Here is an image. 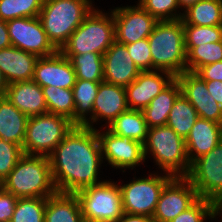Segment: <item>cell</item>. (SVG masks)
Returning a JSON list of instances; mask_svg holds the SVG:
<instances>
[{
    "label": "cell",
    "instance_id": "cell-28",
    "mask_svg": "<svg viewBox=\"0 0 222 222\" xmlns=\"http://www.w3.org/2000/svg\"><path fill=\"white\" fill-rule=\"evenodd\" d=\"M182 20L195 26L222 25V0H200L183 12Z\"/></svg>",
    "mask_w": 222,
    "mask_h": 222
},
{
    "label": "cell",
    "instance_id": "cell-33",
    "mask_svg": "<svg viewBox=\"0 0 222 222\" xmlns=\"http://www.w3.org/2000/svg\"><path fill=\"white\" fill-rule=\"evenodd\" d=\"M220 218L221 209L213 201L199 198L170 222H217Z\"/></svg>",
    "mask_w": 222,
    "mask_h": 222
},
{
    "label": "cell",
    "instance_id": "cell-18",
    "mask_svg": "<svg viewBox=\"0 0 222 222\" xmlns=\"http://www.w3.org/2000/svg\"><path fill=\"white\" fill-rule=\"evenodd\" d=\"M33 80L41 87L55 86L72 89L77 78L71 61L57 51L51 56L38 58Z\"/></svg>",
    "mask_w": 222,
    "mask_h": 222
},
{
    "label": "cell",
    "instance_id": "cell-31",
    "mask_svg": "<svg viewBox=\"0 0 222 222\" xmlns=\"http://www.w3.org/2000/svg\"><path fill=\"white\" fill-rule=\"evenodd\" d=\"M48 113L58 114L68 118L74 124V97L72 89L55 86L41 87Z\"/></svg>",
    "mask_w": 222,
    "mask_h": 222
},
{
    "label": "cell",
    "instance_id": "cell-6",
    "mask_svg": "<svg viewBox=\"0 0 222 222\" xmlns=\"http://www.w3.org/2000/svg\"><path fill=\"white\" fill-rule=\"evenodd\" d=\"M115 42V24L110 9L96 6L61 48L62 54L94 52L104 55Z\"/></svg>",
    "mask_w": 222,
    "mask_h": 222
},
{
    "label": "cell",
    "instance_id": "cell-20",
    "mask_svg": "<svg viewBox=\"0 0 222 222\" xmlns=\"http://www.w3.org/2000/svg\"><path fill=\"white\" fill-rule=\"evenodd\" d=\"M5 96L28 117L48 113L42 88L34 80L8 84Z\"/></svg>",
    "mask_w": 222,
    "mask_h": 222
},
{
    "label": "cell",
    "instance_id": "cell-14",
    "mask_svg": "<svg viewBox=\"0 0 222 222\" xmlns=\"http://www.w3.org/2000/svg\"><path fill=\"white\" fill-rule=\"evenodd\" d=\"M198 199L196 189L186 177H173L160 194L152 220L170 222Z\"/></svg>",
    "mask_w": 222,
    "mask_h": 222
},
{
    "label": "cell",
    "instance_id": "cell-15",
    "mask_svg": "<svg viewBox=\"0 0 222 222\" xmlns=\"http://www.w3.org/2000/svg\"><path fill=\"white\" fill-rule=\"evenodd\" d=\"M128 109L125 87L102 81L94 101L92 117L83 126L94 130L107 128Z\"/></svg>",
    "mask_w": 222,
    "mask_h": 222
},
{
    "label": "cell",
    "instance_id": "cell-10",
    "mask_svg": "<svg viewBox=\"0 0 222 222\" xmlns=\"http://www.w3.org/2000/svg\"><path fill=\"white\" fill-rule=\"evenodd\" d=\"M96 131L104 166L111 167L110 169L116 171L115 173L121 172V175H125L127 170L128 175L132 173L131 171L141 172L138 169H141L142 165L148 167L145 165L144 147L141 142L130 137L115 135L107 128L96 129Z\"/></svg>",
    "mask_w": 222,
    "mask_h": 222
},
{
    "label": "cell",
    "instance_id": "cell-4",
    "mask_svg": "<svg viewBox=\"0 0 222 222\" xmlns=\"http://www.w3.org/2000/svg\"><path fill=\"white\" fill-rule=\"evenodd\" d=\"M94 0H44L39 19L49 41L60 51L97 6Z\"/></svg>",
    "mask_w": 222,
    "mask_h": 222
},
{
    "label": "cell",
    "instance_id": "cell-5",
    "mask_svg": "<svg viewBox=\"0 0 222 222\" xmlns=\"http://www.w3.org/2000/svg\"><path fill=\"white\" fill-rule=\"evenodd\" d=\"M153 70L173 76L186 72L187 52L183 20L158 21L148 37Z\"/></svg>",
    "mask_w": 222,
    "mask_h": 222
},
{
    "label": "cell",
    "instance_id": "cell-3",
    "mask_svg": "<svg viewBox=\"0 0 222 222\" xmlns=\"http://www.w3.org/2000/svg\"><path fill=\"white\" fill-rule=\"evenodd\" d=\"M0 186L17 198H48L58 192L49 157L41 155L23 154Z\"/></svg>",
    "mask_w": 222,
    "mask_h": 222
},
{
    "label": "cell",
    "instance_id": "cell-25",
    "mask_svg": "<svg viewBox=\"0 0 222 222\" xmlns=\"http://www.w3.org/2000/svg\"><path fill=\"white\" fill-rule=\"evenodd\" d=\"M181 94V87L175 78L149 105L142 110L148 128L167 124L174 101Z\"/></svg>",
    "mask_w": 222,
    "mask_h": 222
},
{
    "label": "cell",
    "instance_id": "cell-45",
    "mask_svg": "<svg viewBox=\"0 0 222 222\" xmlns=\"http://www.w3.org/2000/svg\"><path fill=\"white\" fill-rule=\"evenodd\" d=\"M179 4V8L182 12L187 10L190 6L195 5L200 0H177Z\"/></svg>",
    "mask_w": 222,
    "mask_h": 222
},
{
    "label": "cell",
    "instance_id": "cell-13",
    "mask_svg": "<svg viewBox=\"0 0 222 222\" xmlns=\"http://www.w3.org/2000/svg\"><path fill=\"white\" fill-rule=\"evenodd\" d=\"M12 46L47 57L58 50L49 41L39 17H24L6 21Z\"/></svg>",
    "mask_w": 222,
    "mask_h": 222
},
{
    "label": "cell",
    "instance_id": "cell-43",
    "mask_svg": "<svg viewBox=\"0 0 222 222\" xmlns=\"http://www.w3.org/2000/svg\"><path fill=\"white\" fill-rule=\"evenodd\" d=\"M10 46H12V44L7 29V23L6 21L0 19V49Z\"/></svg>",
    "mask_w": 222,
    "mask_h": 222
},
{
    "label": "cell",
    "instance_id": "cell-34",
    "mask_svg": "<svg viewBox=\"0 0 222 222\" xmlns=\"http://www.w3.org/2000/svg\"><path fill=\"white\" fill-rule=\"evenodd\" d=\"M43 4L44 0H0V19L38 17Z\"/></svg>",
    "mask_w": 222,
    "mask_h": 222
},
{
    "label": "cell",
    "instance_id": "cell-2",
    "mask_svg": "<svg viewBox=\"0 0 222 222\" xmlns=\"http://www.w3.org/2000/svg\"><path fill=\"white\" fill-rule=\"evenodd\" d=\"M144 157L155 168L173 177H186L190 170L186 142L169 126L148 128L147 139L143 144ZM158 166V167H157Z\"/></svg>",
    "mask_w": 222,
    "mask_h": 222
},
{
    "label": "cell",
    "instance_id": "cell-38",
    "mask_svg": "<svg viewBox=\"0 0 222 222\" xmlns=\"http://www.w3.org/2000/svg\"><path fill=\"white\" fill-rule=\"evenodd\" d=\"M23 154L21 146L0 138V184Z\"/></svg>",
    "mask_w": 222,
    "mask_h": 222
},
{
    "label": "cell",
    "instance_id": "cell-19",
    "mask_svg": "<svg viewBox=\"0 0 222 222\" xmlns=\"http://www.w3.org/2000/svg\"><path fill=\"white\" fill-rule=\"evenodd\" d=\"M103 71L105 82L122 87L129 86L141 72L126 45L116 41L103 55Z\"/></svg>",
    "mask_w": 222,
    "mask_h": 222
},
{
    "label": "cell",
    "instance_id": "cell-27",
    "mask_svg": "<svg viewBox=\"0 0 222 222\" xmlns=\"http://www.w3.org/2000/svg\"><path fill=\"white\" fill-rule=\"evenodd\" d=\"M100 82L77 79L72 88L75 109L74 125L83 126L91 117Z\"/></svg>",
    "mask_w": 222,
    "mask_h": 222
},
{
    "label": "cell",
    "instance_id": "cell-1",
    "mask_svg": "<svg viewBox=\"0 0 222 222\" xmlns=\"http://www.w3.org/2000/svg\"><path fill=\"white\" fill-rule=\"evenodd\" d=\"M48 157L59 193L75 194L106 180L100 140L90 127L74 125Z\"/></svg>",
    "mask_w": 222,
    "mask_h": 222
},
{
    "label": "cell",
    "instance_id": "cell-32",
    "mask_svg": "<svg viewBox=\"0 0 222 222\" xmlns=\"http://www.w3.org/2000/svg\"><path fill=\"white\" fill-rule=\"evenodd\" d=\"M186 69L195 73L200 67L222 61V41L205 43L196 47H185Z\"/></svg>",
    "mask_w": 222,
    "mask_h": 222
},
{
    "label": "cell",
    "instance_id": "cell-44",
    "mask_svg": "<svg viewBox=\"0 0 222 222\" xmlns=\"http://www.w3.org/2000/svg\"><path fill=\"white\" fill-rule=\"evenodd\" d=\"M115 222H153V220L144 215L124 213L122 217Z\"/></svg>",
    "mask_w": 222,
    "mask_h": 222
},
{
    "label": "cell",
    "instance_id": "cell-23",
    "mask_svg": "<svg viewBox=\"0 0 222 222\" xmlns=\"http://www.w3.org/2000/svg\"><path fill=\"white\" fill-rule=\"evenodd\" d=\"M29 117L15 107L6 96L0 97V138L23 146Z\"/></svg>",
    "mask_w": 222,
    "mask_h": 222
},
{
    "label": "cell",
    "instance_id": "cell-21",
    "mask_svg": "<svg viewBox=\"0 0 222 222\" xmlns=\"http://www.w3.org/2000/svg\"><path fill=\"white\" fill-rule=\"evenodd\" d=\"M38 58L14 46L0 49V70L7 84L33 80Z\"/></svg>",
    "mask_w": 222,
    "mask_h": 222
},
{
    "label": "cell",
    "instance_id": "cell-46",
    "mask_svg": "<svg viewBox=\"0 0 222 222\" xmlns=\"http://www.w3.org/2000/svg\"><path fill=\"white\" fill-rule=\"evenodd\" d=\"M7 82L4 79V76L2 75V72L0 70V97L5 96L6 90H7Z\"/></svg>",
    "mask_w": 222,
    "mask_h": 222
},
{
    "label": "cell",
    "instance_id": "cell-35",
    "mask_svg": "<svg viewBox=\"0 0 222 222\" xmlns=\"http://www.w3.org/2000/svg\"><path fill=\"white\" fill-rule=\"evenodd\" d=\"M47 198H18L10 222H44Z\"/></svg>",
    "mask_w": 222,
    "mask_h": 222
},
{
    "label": "cell",
    "instance_id": "cell-40",
    "mask_svg": "<svg viewBox=\"0 0 222 222\" xmlns=\"http://www.w3.org/2000/svg\"><path fill=\"white\" fill-rule=\"evenodd\" d=\"M18 198L0 186V222H10Z\"/></svg>",
    "mask_w": 222,
    "mask_h": 222
},
{
    "label": "cell",
    "instance_id": "cell-24",
    "mask_svg": "<svg viewBox=\"0 0 222 222\" xmlns=\"http://www.w3.org/2000/svg\"><path fill=\"white\" fill-rule=\"evenodd\" d=\"M44 222H85L79 199L72 193H55L47 198Z\"/></svg>",
    "mask_w": 222,
    "mask_h": 222
},
{
    "label": "cell",
    "instance_id": "cell-30",
    "mask_svg": "<svg viewBox=\"0 0 222 222\" xmlns=\"http://www.w3.org/2000/svg\"><path fill=\"white\" fill-rule=\"evenodd\" d=\"M63 55L71 61L77 79L92 82L104 81L103 55L94 52Z\"/></svg>",
    "mask_w": 222,
    "mask_h": 222
},
{
    "label": "cell",
    "instance_id": "cell-8",
    "mask_svg": "<svg viewBox=\"0 0 222 222\" xmlns=\"http://www.w3.org/2000/svg\"><path fill=\"white\" fill-rule=\"evenodd\" d=\"M105 177L102 183L75 193L85 222H115L124 214L118 182L106 174Z\"/></svg>",
    "mask_w": 222,
    "mask_h": 222
},
{
    "label": "cell",
    "instance_id": "cell-29",
    "mask_svg": "<svg viewBox=\"0 0 222 222\" xmlns=\"http://www.w3.org/2000/svg\"><path fill=\"white\" fill-rule=\"evenodd\" d=\"M198 118L196 109L180 94L173 103L166 125L186 139Z\"/></svg>",
    "mask_w": 222,
    "mask_h": 222
},
{
    "label": "cell",
    "instance_id": "cell-16",
    "mask_svg": "<svg viewBox=\"0 0 222 222\" xmlns=\"http://www.w3.org/2000/svg\"><path fill=\"white\" fill-rule=\"evenodd\" d=\"M175 78L181 87V94L196 109L198 116L222 125V107L209 94L206 81L188 71Z\"/></svg>",
    "mask_w": 222,
    "mask_h": 222
},
{
    "label": "cell",
    "instance_id": "cell-22",
    "mask_svg": "<svg viewBox=\"0 0 222 222\" xmlns=\"http://www.w3.org/2000/svg\"><path fill=\"white\" fill-rule=\"evenodd\" d=\"M221 140L222 125L199 117L185 139L190 164L209 153Z\"/></svg>",
    "mask_w": 222,
    "mask_h": 222
},
{
    "label": "cell",
    "instance_id": "cell-17",
    "mask_svg": "<svg viewBox=\"0 0 222 222\" xmlns=\"http://www.w3.org/2000/svg\"><path fill=\"white\" fill-rule=\"evenodd\" d=\"M174 79L175 76L167 71H141L138 77L125 87L129 109L142 111Z\"/></svg>",
    "mask_w": 222,
    "mask_h": 222
},
{
    "label": "cell",
    "instance_id": "cell-7",
    "mask_svg": "<svg viewBox=\"0 0 222 222\" xmlns=\"http://www.w3.org/2000/svg\"><path fill=\"white\" fill-rule=\"evenodd\" d=\"M144 173L146 174L134 172L132 175L134 177H128L130 179L127 181L121 180V177L117 181L120 186L124 213L144 215L152 219L160 194L173 176L164 172H151V168Z\"/></svg>",
    "mask_w": 222,
    "mask_h": 222
},
{
    "label": "cell",
    "instance_id": "cell-39",
    "mask_svg": "<svg viewBox=\"0 0 222 222\" xmlns=\"http://www.w3.org/2000/svg\"><path fill=\"white\" fill-rule=\"evenodd\" d=\"M125 45L135 65L141 71L153 70V62H152L148 38L138 40L135 43L125 44Z\"/></svg>",
    "mask_w": 222,
    "mask_h": 222
},
{
    "label": "cell",
    "instance_id": "cell-26",
    "mask_svg": "<svg viewBox=\"0 0 222 222\" xmlns=\"http://www.w3.org/2000/svg\"><path fill=\"white\" fill-rule=\"evenodd\" d=\"M107 129L115 135L130 137L142 144L147 139L148 126L141 110L124 111L108 125Z\"/></svg>",
    "mask_w": 222,
    "mask_h": 222
},
{
    "label": "cell",
    "instance_id": "cell-37",
    "mask_svg": "<svg viewBox=\"0 0 222 222\" xmlns=\"http://www.w3.org/2000/svg\"><path fill=\"white\" fill-rule=\"evenodd\" d=\"M134 2H137L157 21L179 20L183 16L177 0H135Z\"/></svg>",
    "mask_w": 222,
    "mask_h": 222
},
{
    "label": "cell",
    "instance_id": "cell-36",
    "mask_svg": "<svg viewBox=\"0 0 222 222\" xmlns=\"http://www.w3.org/2000/svg\"><path fill=\"white\" fill-rule=\"evenodd\" d=\"M185 32V47H196L205 43L222 41V25L195 26L183 21Z\"/></svg>",
    "mask_w": 222,
    "mask_h": 222
},
{
    "label": "cell",
    "instance_id": "cell-41",
    "mask_svg": "<svg viewBox=\"0 0 222 222\" xmlns=\"http://www.w3.org/2000/svg\"><path fill=\"white\" fill-rule=\"evenodd\" d=\"M195 74L202 80L222 81V61L200 67Z\"/></svg>",
    "mask_w": 222,
    "mask_h": 222
},
{
    "label": "cell",
    "instance_id": "cell-9",
    "mask_svg": "<svg viewBox=\"0 0 222 222\" xmlns=\"http://www.w3.org/2000/svg\"><path fill=\"white\" fill-rule=\"evenodd\" d=\"M73 126L68 118L58 114L45 113L29 117L23 153L48 157Z\"/></svg>",
    "mask_w": 222,
    "mask_h": 222
},
{
    "label": "cell",
    "instance_id": "cell-12",
    "mask_svg": "<svg viewBox=\"0 0 222 222\" xmlns=\"http://www.w3.org/2000/svg\"><path fill=\"white\" fill-rule=\"evenodd\" d=\"M109 9L115 24V41L124 45L148 38L158 22L137 2L133 5H113Z\"/></svg>",
    "mask_w": 222,
    "mask_h": 222
},
{
    "label": "cell",
    "instance_id": "cell-11",
    "mask_svg": "<svg viewBox=\"0 0 222 222\" xmlns=\"http://www.w3.org/2000/svg\"><path fill=\"white\" fill-rule=\"evenodd\" d=\"M186 178L199 198L211 200L222 209V140L191 163Z\"/></svg>",
    "mask_w": 222,
    "mask_h": 222
},
{
    "label": "cell",
    "instance_id": "cell-42",
    "mask_svg": "<svg viewBox=\"0 0 222 222\" xmlns=\"http://www.w3.org/2000/svg\"><path fill=\"white\" fill-rule=\"evenodd\" d=\"M209 94L216 100V102L222 107V81L219 80H204Z\"/></svg>",
    "mask_w": 222,
    "mask_h": 222
}]
</instances>
